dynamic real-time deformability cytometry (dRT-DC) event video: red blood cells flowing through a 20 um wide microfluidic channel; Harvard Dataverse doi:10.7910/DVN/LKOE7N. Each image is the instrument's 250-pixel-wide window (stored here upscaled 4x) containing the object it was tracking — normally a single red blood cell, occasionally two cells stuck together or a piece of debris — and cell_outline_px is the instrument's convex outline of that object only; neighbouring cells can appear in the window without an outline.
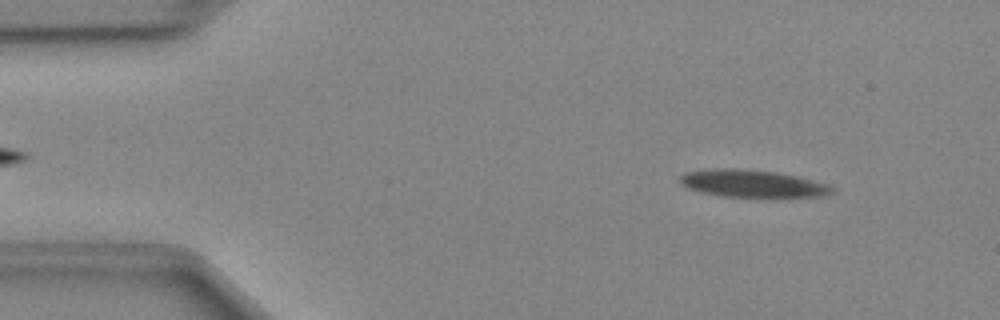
{"species": "Egyptian fruit bat (a non-hibernating species)", "species_latin": "Rousettus aegyptiacus", "temperature_condition": "cold", "stored_images_in_passage": 46, "camera_frame_rate_fps": 3000, "um_per_image_px": 0.085, "animal": {"sex": "female"}, "frame": {"image": 1, "passage_image": 4, "time_ms": 1.0, "image_size_px": [1000, 320], "cell_outline_px": [[836, 192], [828, 196], [724, 196], [704, 192], [688, 188], [680, 184], [680, 176], [684, 172], [716, 168], [736, 168], [776, 172], [796, 176], [828, 184], [836, 188]], "centroid_in_image_um": [63.98, 15.59], "position_along_channel_um": 21.0, "area_um2": 23.99}}
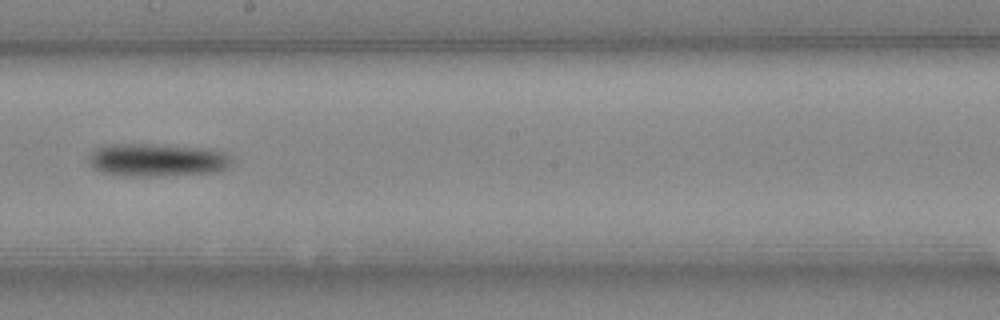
{"frame": {"image": 2, "passage_image": 25, "time_ms": 8.0, "image_size_px": [1000, 320], "cell_outline_px": [[232, 164], [228, 168], [216, 172], [164, 176], [116, 176], [100, 172], [92, 168], [88, 160], [92, 152], [96, 148], [104, 144], [148, 144], [212, 148], [224, 152], [232, 156]], "centroid_in_image_um": [13.36, 13.61], "position_along_channel_um": 234.8, "area_um2": 28.15}}
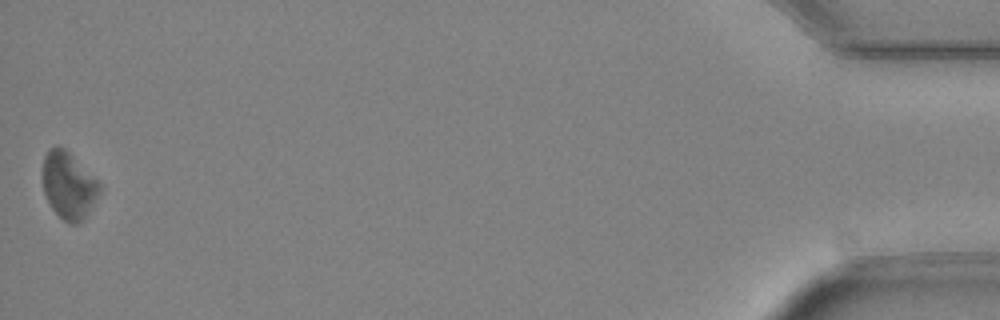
{"frame": {"image": 3, "passage_image": 46, "time_ms": 15.0, "image_size_px": [1000, 320], "cell_outline_px": [[100, 192], [84, 220], [76, 224], [72, 224], [64, 220], [52, 208], [44, 192], [44, 156], [48, 148], [56, 144], [64, 148], [100, 184]], "centroid_in_image_um": [5.83, 15.76], "position_along_channel_um": 429.4, "area_um2": 21.62}}